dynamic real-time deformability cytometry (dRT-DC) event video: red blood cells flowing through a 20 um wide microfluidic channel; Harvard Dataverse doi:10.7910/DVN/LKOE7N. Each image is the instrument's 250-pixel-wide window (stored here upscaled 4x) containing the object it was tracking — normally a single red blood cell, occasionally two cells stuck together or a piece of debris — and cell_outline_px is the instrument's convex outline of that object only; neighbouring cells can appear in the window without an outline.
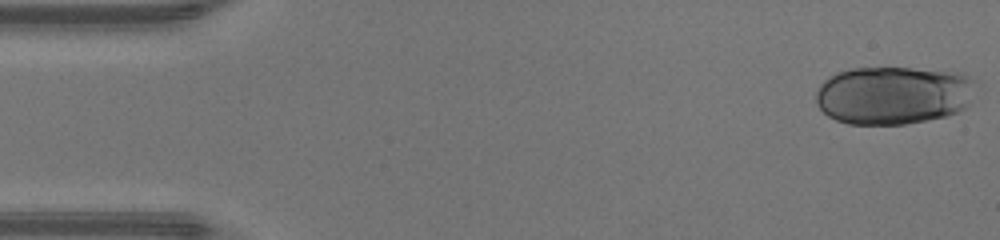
{"species": "human", "species_latin": "Homo sapiens", "temperature_condition": "warm", "stored_images_in_passage": 25, "camera_frame_rate_fps": 3000, "um_per_image_px": 0.085, "donor": {"sex": "male"}, "frame": {"image": 1, "passage_image": 1, "time_ms": 0.0, "image_size_px": [1000, 240], "cell_outline_px": [[984, 88], [964, 108], [956, 112], [944, 116], [904, 124], [848, 124], [836, 120], [828, 116], [816, 104], [816, 92], [820, 84], [828, 76], [836, 72], [852, 68], [912, 68], [964, 72], [980, 80]], "centroid_in_image_um": [76.07, 8.06], "position_along_channel_um": 8.9, "area_um2": 55.66}}
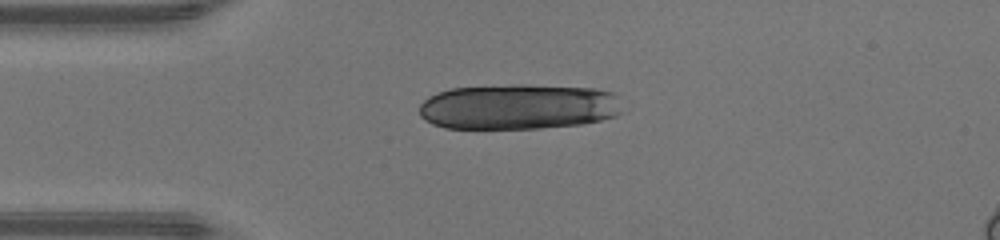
{"frame": {"image": 2, "passage_image": 11, "time_ms": 3.333, "image_size_px": [1000, 240], "cell_outline_px": [[624, 112], [616, 116], [600, 120], [580, 124], [540, 128], [444, 128], [432, 124], [424, 120], [420, 116], [420, 104], [428, 96], [436, 92], [452, 88], [512, 84], [524, 84], [596, 88], [612, 92], [616, 96]], "centroid_in_image_um": [44.06, 9.06], "position_along_channel_um": 40.9, "area_um2": 54.39}}